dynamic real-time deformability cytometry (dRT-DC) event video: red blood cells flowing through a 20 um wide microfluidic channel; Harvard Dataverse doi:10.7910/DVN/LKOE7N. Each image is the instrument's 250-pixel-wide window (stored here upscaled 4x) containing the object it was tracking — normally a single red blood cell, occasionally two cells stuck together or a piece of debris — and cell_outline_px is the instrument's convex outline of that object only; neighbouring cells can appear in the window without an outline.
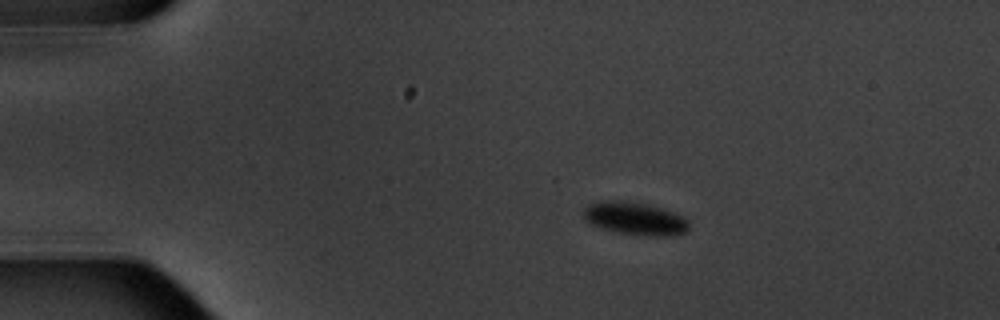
{"species": "common noctule bat (a hibernating species)", "species_latin": "Nyctalus noctula", "temperature_condition": "warm", "stored_images_in_passage": 4, "camera_frame_rate_fps": 3000, "um_per_image_px": 0.085, "animal": {"sex": "male", "body_mass_g": 20.1, "forearm_length_mm": 53.5}, "frame": {"image": 1, "passage_image": 1, "time_ms": 0.0, "image_size_px": [1000, 320], "cell_outline_px": [[688, 232], [672, 236], [648, 236], [616, 232], [592, 224], [584, 220], [584, 208], [588, 204], [604, 200], [620, 200], [648, 204], [684, 216], [688, 220]], "centroid_in_image_um": [53.99, 18.58], "position_along_channel_um": 31.0, "area_um2": 20.23}}